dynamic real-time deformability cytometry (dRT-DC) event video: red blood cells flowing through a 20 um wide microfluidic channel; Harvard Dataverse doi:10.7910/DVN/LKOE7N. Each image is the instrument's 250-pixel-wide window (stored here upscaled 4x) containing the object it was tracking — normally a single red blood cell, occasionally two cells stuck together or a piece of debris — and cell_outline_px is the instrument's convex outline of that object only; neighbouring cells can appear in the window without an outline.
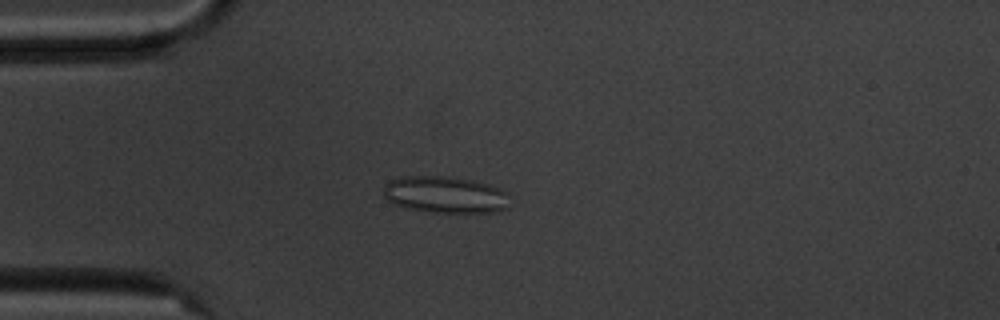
{"species": "common noctule bat (a hibernating species)", "species_latin": "Nyctalus noctula", "temperature_condition": "cold", "stored_images_in_passage": 4, "camera_frame_rate_fps": 3000, "um_per_image_px": 0.085, "animal": {"sex": "male", "body_mass_g": 20.1, "forearm_length_mm": 53.5}, "frame": {"image": 1, "passage_image": 4, "time_ms": 3.667, "image_size_px": [1000, 320], "cell_outline_px": [[508, 208], [496, 212], [428, 212], [404, 208], [392, 204], [384, 196], [384, 184], [388, 180], [400, 176], [448, 176], [472, 180], [488, 184], [508, 192]], "centroid_in_image_um": [37.8, 16.54], "position_along_channel_um": 47.2, "area_um2": 27.4}}